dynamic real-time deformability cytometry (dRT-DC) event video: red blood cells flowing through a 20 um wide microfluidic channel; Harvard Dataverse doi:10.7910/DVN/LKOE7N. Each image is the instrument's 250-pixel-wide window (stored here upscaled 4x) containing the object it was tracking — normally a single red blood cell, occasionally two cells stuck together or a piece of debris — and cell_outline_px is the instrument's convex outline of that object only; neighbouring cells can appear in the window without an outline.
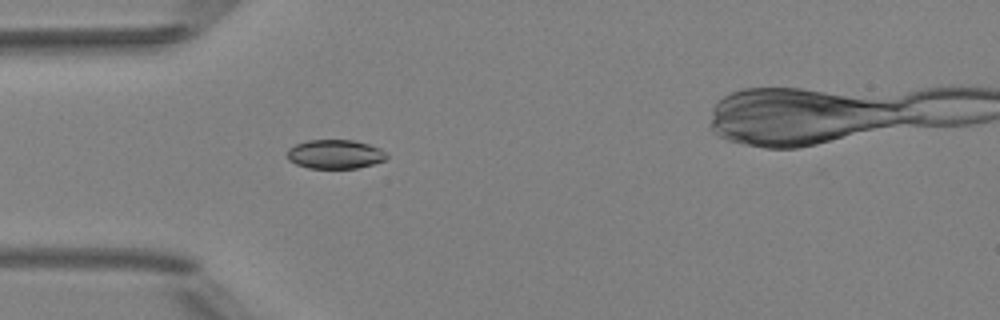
{"species": "Egyptian fruit bat (a non-hibernating species)", "species_latin": "Rousettus aegyptiacus", "temperature_condition": "room temperature", "stored_images_in_passage": 1, "camera_frame_rate_fps": 3000, "um_per_image_px": 0.085, "animal": {"sex": "female"}, "frame": {"image": 1, "passage_image": 1, "time_ms": 0.0, "image_size_px": [1000, 320], "cell_outline_px": [[388, 156], [384, 160], [372, 164], [356, 168], [308, 168], [296, 164], [288, 160], [288, 148], [296, 144], [308, 140], [352, 140], [368, 144], [380, 148]], "centroid_in_image_um": [28.46, 13.1], "position_along_channel_um": 56.5, "area_um2": 16.7}}